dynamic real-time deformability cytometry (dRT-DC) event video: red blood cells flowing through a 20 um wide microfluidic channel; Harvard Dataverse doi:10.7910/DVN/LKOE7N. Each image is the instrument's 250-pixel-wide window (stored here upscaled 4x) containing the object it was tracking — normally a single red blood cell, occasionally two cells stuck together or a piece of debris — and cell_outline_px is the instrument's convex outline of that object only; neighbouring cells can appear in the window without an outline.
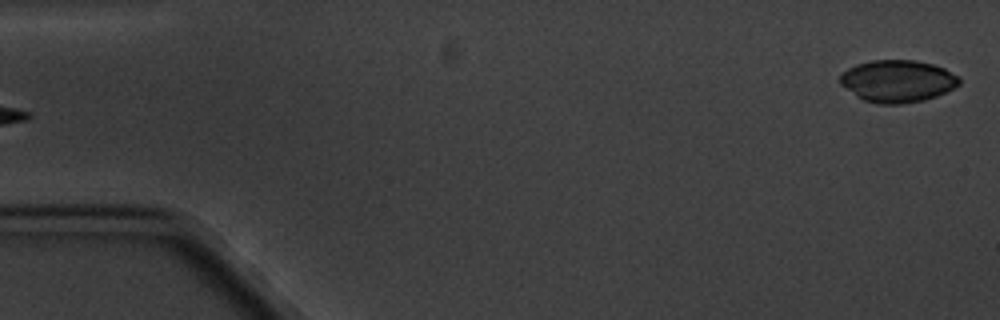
{"species": "common noctule bat (a hibernating species)", "species_latin": "Nyctalus noctula", "temperature_condition": "cold", "stored_images_in_passage": 6, "segment_of_instrument_passage": [2, 2], "camera_frame_rate_fps": 3000, "um_per_image_px": 0.085, "animal": {"sex": "male", "body_mass_g": 20.1, "forearm_length_mm": 53.5}, "frame": {"image": 1, "passage_image": 6, "time_ms": 5.667, "image_size_px": [1000, 320], "cell_outline_px": [[960, 84], [936, 96], [924, 100], [900, 104], [880, 104], [864, 100], [856, 96], [840, 84], [840, 76], [848, 68], [856, 64], [872, 60], [916, 60], [932, 64], [944, 68], [960, 76]], "centroid_in_image_um": [76.3, 6.89], "position_along_channel_um": 8.7, "area_um2": 29.25}}